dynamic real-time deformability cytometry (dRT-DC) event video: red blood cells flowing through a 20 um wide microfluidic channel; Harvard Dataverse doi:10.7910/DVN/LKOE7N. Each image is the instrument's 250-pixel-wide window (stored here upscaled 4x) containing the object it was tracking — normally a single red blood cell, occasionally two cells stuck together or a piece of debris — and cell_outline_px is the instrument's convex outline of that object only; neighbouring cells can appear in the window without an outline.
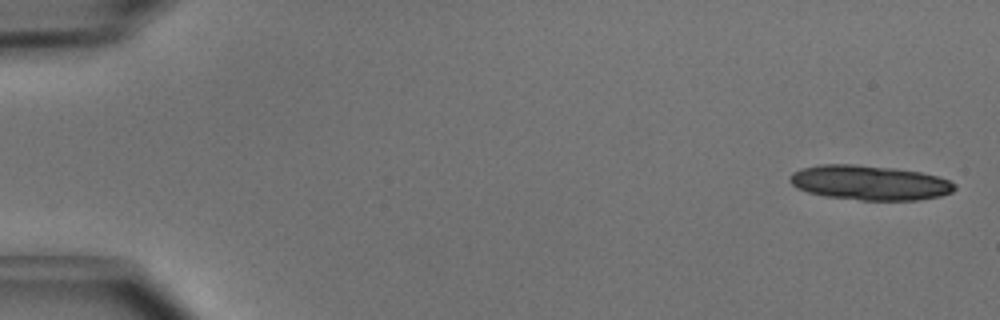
{"species": "common noctule bat (a hibernating species)", "species_latin": "Nyctalus noctula", "temperature_condition": "cold", "stored_images_in_passage": 5, "camera_frame_rate_fps": 3000, "um_per_image_px": 0.085, "animal": {"sex": "male", "body_mass_g": 15.6}, "frame": {"image": 1, "passage_image": 1, "time_ms": 0.0, "image_size_px": [1000, 320], "cell_outline_px": [[956, 188], [952, 192], [940, 196], [920, 200], [860, 200], [824, 196], [808, 192], [796, 188], [788, 180], [788, 176], [792, 172], [800, 168], [820, 164], [852, 164], [892, 168], [920, 172], [936, 176], [948, 180], [956, 184]], "centroid_in_image_um": [73.87, 15.53], "position_along_channel_um": 11.1, "area_um2": 33.47}}
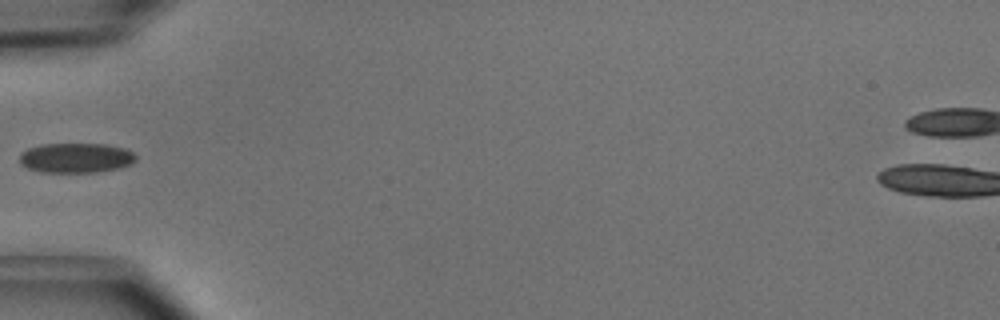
{"frame": {"image": 2, "passage_image": 5, "time_ms": 1.333, "image_size_px": [1000, 320], "cell_outline_px": [[136, 160], [132, 164], [120, 168], [96, 172], [40, 172], [28, 168], [20, 164], [20, 152], [28, 148], [40, 144], [104, 144], [124, 148], [132, 152], [136, 156]], "centroid_in_image_um": [6.44, 13.42], "position_along_channel_um": 78.6, "area_um2": 20.35}}